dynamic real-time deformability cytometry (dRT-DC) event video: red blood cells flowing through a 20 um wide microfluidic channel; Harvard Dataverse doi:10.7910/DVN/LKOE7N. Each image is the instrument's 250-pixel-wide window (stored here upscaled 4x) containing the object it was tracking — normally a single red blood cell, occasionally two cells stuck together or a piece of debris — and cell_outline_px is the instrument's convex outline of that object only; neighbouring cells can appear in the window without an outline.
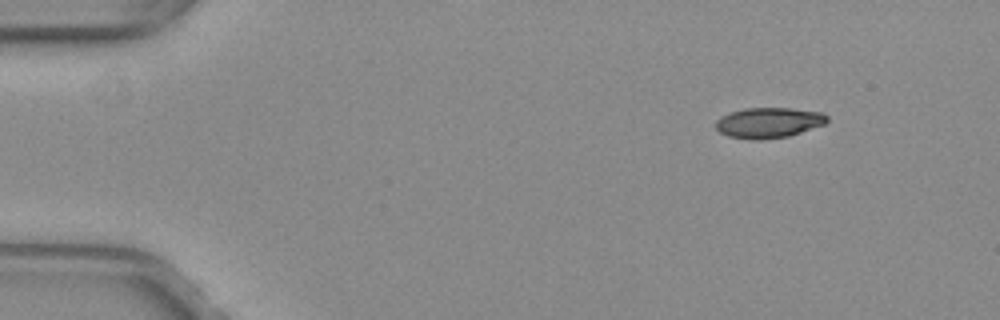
{"species": "common noctule bat (a hibernating species)", "species_latin": "Nyctalus noctula", "temperature_condition": "warm", "stored_images_in_passage": 8, "camera_frame_rate_fps": 3000, "um_per_image_px": 0.085, "animal": {"sex": "female", "body_mass_g": 29.2, "forearm_length_mm": 56.3}, "frame": {"image": 1, "passage_image": 1, "time_ms": 0.0, "image_size_px": [1000, 320], "cell_outline_px": [[828, 120], [824, 124], [788, 136], [760, 140], [752, 140], [728, 136], [720, 132], [716, 128], [716, 120], [720, 116], [744, 108], [792, 108], [824, 112], [828, 116]], "centroid_in_image_um": [65.34, 10.42], "position_along_channel_um": 19.7, "area_um2": 19.77}}